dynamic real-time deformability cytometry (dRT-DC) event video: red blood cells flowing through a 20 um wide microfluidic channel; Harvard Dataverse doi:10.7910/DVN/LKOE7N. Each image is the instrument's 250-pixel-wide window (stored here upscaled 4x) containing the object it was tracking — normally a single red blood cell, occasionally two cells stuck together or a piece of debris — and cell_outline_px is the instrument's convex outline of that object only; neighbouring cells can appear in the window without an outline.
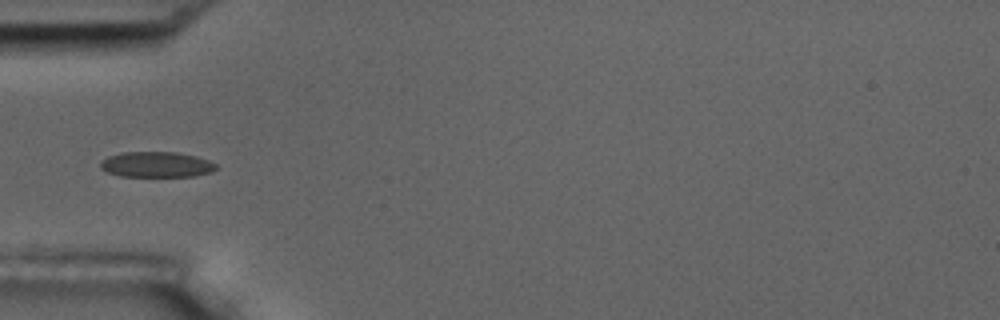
{"species": "common noctule bat (a hibernating species)", "species_latin": "Nyctalus noctula", "temperature_condition": "room temperature", "stored_images_in_passage": 7, "camera_frame_rate_fps": 3000, "um_per_image_px": 0.085, "animal": {"sex": "male", "body_mass_g": 17.5, "forearm_length_mm": 52.3}, "frame": {"image": 1, "passage_image": 5, "time_ms": 4.667, "image_size_px": [1000, 320], "cell_outline_px": [[216, 168], [212, 172], [196, 176], [120, 176], [108, 172], [100, 168], [100, 160], [108, 156], [120, 152], [176, 152], [196, 156], [208, 160], [216, 164]], "centroid_in_image_um": [13.28, 13.98], "position_along_channel_um": 71.7, "area_um2": 17.28}}